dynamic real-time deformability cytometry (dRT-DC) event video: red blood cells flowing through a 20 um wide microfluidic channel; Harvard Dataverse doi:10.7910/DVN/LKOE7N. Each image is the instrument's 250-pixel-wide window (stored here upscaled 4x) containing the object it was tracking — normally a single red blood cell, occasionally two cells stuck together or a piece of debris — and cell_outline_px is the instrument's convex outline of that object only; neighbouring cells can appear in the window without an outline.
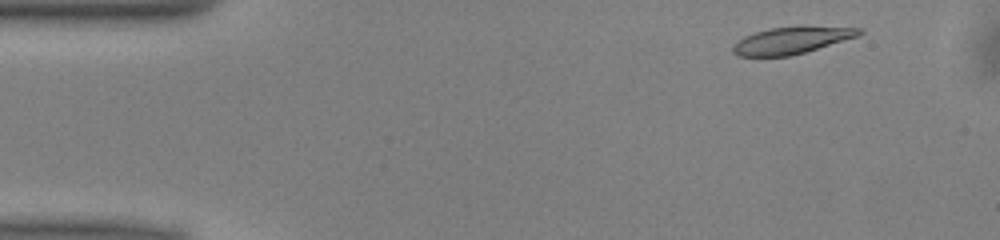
{"species": "common noctule bat (a hibernating species)", "species_latin": "Nyctalus noctula", "temperature_condition": "warm", "stored_images_in_passage": 40, "camera_frame_rate_fps": 3000, "um_per_image_px": 0.085, "animal": {"sex": "male", "body_mass_g": 13.0, "forearm_length_mm": 53.1}, "frame": {"image": 1, "passage_image": 3, "time_ms": 0.667, "image_size_px": [1000, 240], "cell_outline_px": [[864, 32], [856, 36], [804, 52], [788, 56], [736, 56], [732, 52], [732, 48], [744, 36], [768, 28], [800, 24], [804, 24], [864, 28]], "centroid_in_image_um": [67.32, 3.38], "position_along_channel_um": 17.7, "area_um2": 20.17}}
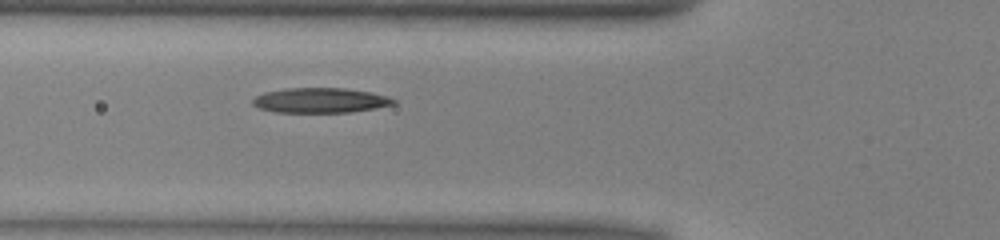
{"frame": {"image": 2, "passage_image": 16, "time_ms": 5.0, "image_size_px": [1000, 240], "cell_outline_px": [[396, 104], [376, 108], [348, 112], [276, 112], [260, 108], [252, 104], [252, 100], [256, 96], [264, 92], [284, 88], [344, 88], [372, 92], [388, 96], [396, 100]], "centroid_in_image_um": [27.25, 8.52], "position_along_channel_um": 98.6, "area_um2": 20.52}}
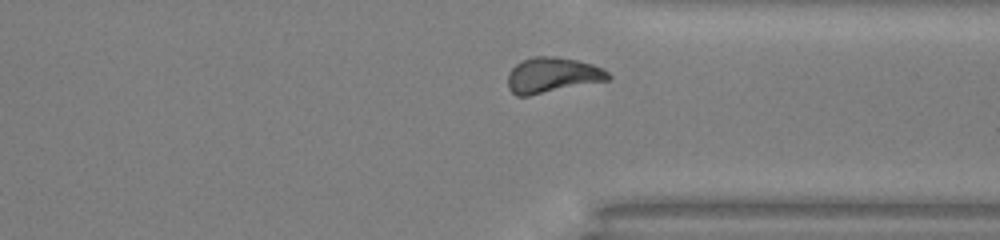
{"frame": {"image": 3, "passage_image": 36, "time_ms": 11.667, "image_size_px": [1000, 240], "cell_outline_px": [[612, 76], [608, 80], [528, 96], [516, 96], [508, 88], [508, 72], [520, 60], [532, 56], [556, 56], [576, 60], [592, 64], [604, 68]], "centroid_in_image_um": [46.93, 6.38], "position_along_channel_um": 364.5, "area_um2": 20.87}, "authors_computed_cell_mechanics": {"area_um2": 20.4034, "velocity_mm_per_s": 3.9928, "shape_relaxation_time_tau1_ms": 4.4747, "shape_relaxation_time_tau2_ms": null, "deformation_change_tau1": 0.1324, "deformation_change_tau2": null}}